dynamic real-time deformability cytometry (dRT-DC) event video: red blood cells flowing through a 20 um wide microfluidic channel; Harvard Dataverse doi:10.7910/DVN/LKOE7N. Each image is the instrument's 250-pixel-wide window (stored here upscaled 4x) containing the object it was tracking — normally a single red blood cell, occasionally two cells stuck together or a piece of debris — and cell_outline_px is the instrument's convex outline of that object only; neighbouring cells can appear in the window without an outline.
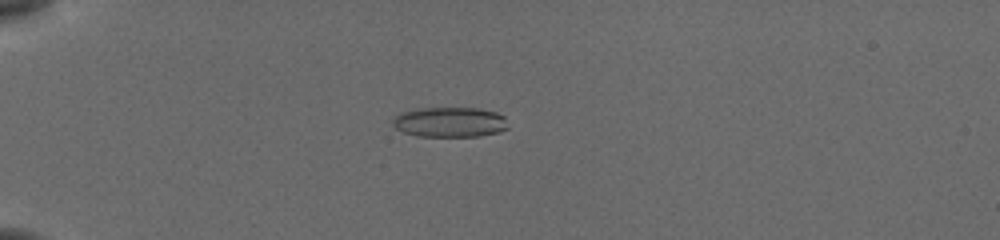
{"species": "common noctule bat (a hibernating species)", "species_latin": "Nyctalus noctula", "temperature_condition": "cold", "stored_images_in_passage": 55, "camera_frame_rate_fps": 3000, "um_per_image_px": 0.085, "animal": {"sex": "female", "body_mass_g": 19.5, "forearm_length_mm": 54.1}, "frame": {"image": 1, "passage_image": 16, "time_ms": 5.0, "image_size_px": [1000, 240], "cell_outline_px": [[508, 128], [500, 132], [480, 136], [416, 136], [404, 132], [396, 128], [392, 124], [392, 120], [400, 112], [416, 108], [480, 108], [496, 112], [504, 116]], "centroid_in_image_um": [38.23, 10.37], "position_along_channel_um": 46.8, "area_um2": 20.35}}
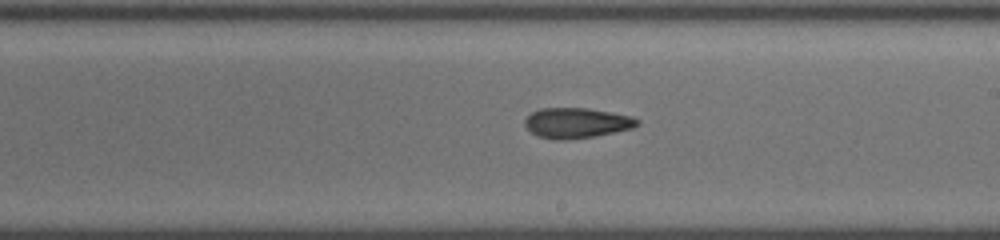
{"frame": {"image": 2, "passage_image": 34, "time_ms": 11.0, "image_size_px": [1000, 240], "cell_outline_px": [[640, 124], [632, 128], [596, 136], [564, 140], [556, 140], [536, 136], [524, 124], [524, 120], [532, 112], [540, 108], [588, 108], [632, 116], [640, 120]], "centroid_in_image_um": [49.02, 10.45], "position_along_channel_um": 240.0, "area_um2": 19.88}}
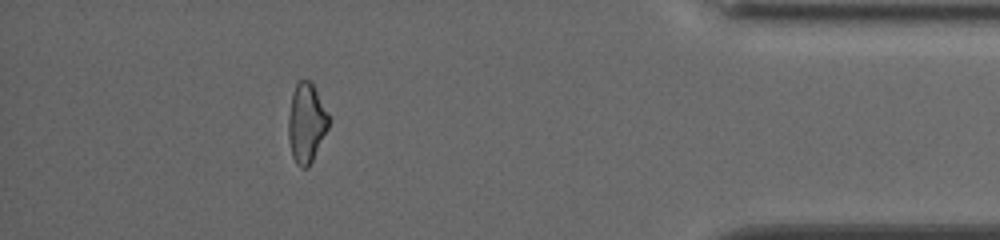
{"frame": {"image": 3, "passage_image": 50, "time_ms": 16.333, "image_size_px": [1000, 240], "cell_outline_px": [[328, 128], [308, 168], [300, 168], [296, 164], [292, 156], [288, 136], [288, 116], [292, 92], [296, 84], [300, 80], [312, 80], [328, 112]], "centroid_in_image_um": [26.03, 10.42], "position_along_channel_um": 409.2, "area_um2": 18.79}, "authors_computed_cell_mechanics": {"area_um2": 19.8832, "velocity_mm_per_s": 3.8552, "shape_relaxation_time_tau1_ms": null, "shape_relaxation_time_tau2_ms": 6.4512, "deformation_change_tau1": null, "deformation_change_tau2": 0.1647}}